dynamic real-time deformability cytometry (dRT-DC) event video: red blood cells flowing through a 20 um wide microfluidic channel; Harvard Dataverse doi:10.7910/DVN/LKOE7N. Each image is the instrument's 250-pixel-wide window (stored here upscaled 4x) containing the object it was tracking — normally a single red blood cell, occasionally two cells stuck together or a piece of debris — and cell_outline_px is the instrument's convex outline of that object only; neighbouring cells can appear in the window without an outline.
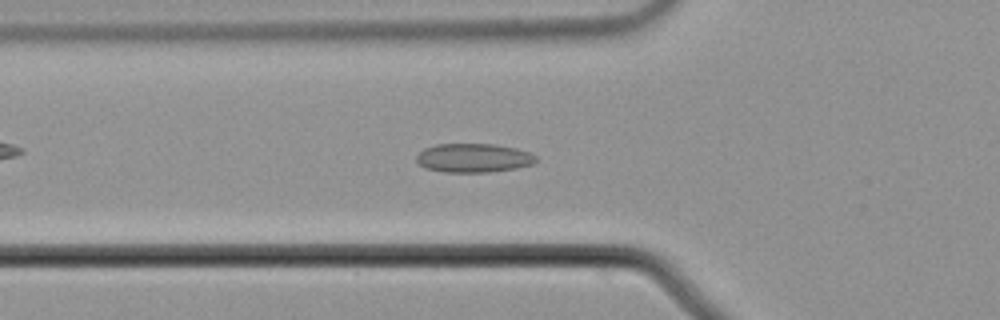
{"species": "common noctule bat (a hibernating species)", "species_latin": "Nyctalus noctula", "temperature_condition": "cold", "stored_images_in_passage": 47, "camera_frame_rate_fps": 3000, "um_per_image_px": 0.085, "animal": {"sex": "male", "body_mass_g": 21.5, "forearm_length_mm": 52.0}, "frame": {"image": 1, "passage_image": 11, "time_ms": 3.333, "image_size_px": [1000, 320], "cell_outline_px": [[536, 164], [516, 168], [488, 172], [444, 172], [424, 168], [416, 160], [416, 156], [424, 148], [436, 144], [496, 144], [516, 148], [528, 152], [536, 156]], "centroid_in_image_um": [40.25, 13.42], "position_along_channel_um": 85.5, "area_um2": 20.23}}
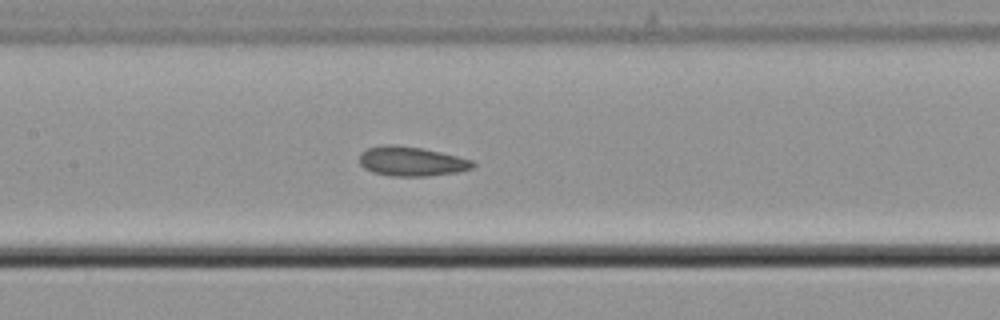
{"frame": {"image": 2, "passage_image": 18, "time_ms": 5.667, "image_size_px": [1000, 320], "cell_outline_px": [[476, 164], [472, 168], [460, 172], [428, 176], [392, 176], [372, 172], [364, 168], [360, 164], [360, 152], [368, 148], [384, 144], [392, 144], [424, 148], [472, 160]], "centroid_in_image_um": [34.97, 13.71], "position_along_channel_um": 172.4, "area_um2": 19.59}}
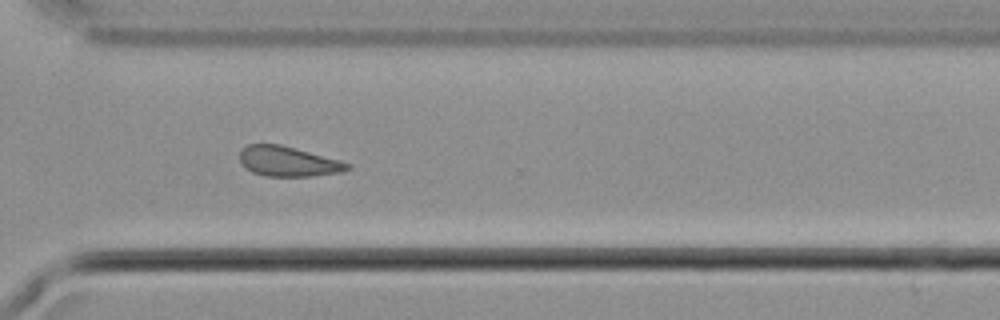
{"frame": {"image": 3, "passage_image": 32, "time_ms": 10.333, "image_size_px": [1000, 320], "cell_outline_px": [[352, 168], [340, 172], [312, 176], [264, 176], [252, 172], [244, 168], [240, 160], [240, 152], [248, 144], [280, 144], [340, 160], [352, 164]], "centroid_in_image_um": [24.5, 13.73], "position_along_channel_um": 346.1, "area_um2": 18.84}, "authors_computed_cell_mechanics": {"area_um2": 19.4786, "velocity_mm_per_s": 3.7135, "shape_relaxation_time_tau1_ms": null, "shape_relaxation_time_tau2_ms": 2.8906, "deformation_change_tau1": null, "deformation_change_tau2": 0.104}}